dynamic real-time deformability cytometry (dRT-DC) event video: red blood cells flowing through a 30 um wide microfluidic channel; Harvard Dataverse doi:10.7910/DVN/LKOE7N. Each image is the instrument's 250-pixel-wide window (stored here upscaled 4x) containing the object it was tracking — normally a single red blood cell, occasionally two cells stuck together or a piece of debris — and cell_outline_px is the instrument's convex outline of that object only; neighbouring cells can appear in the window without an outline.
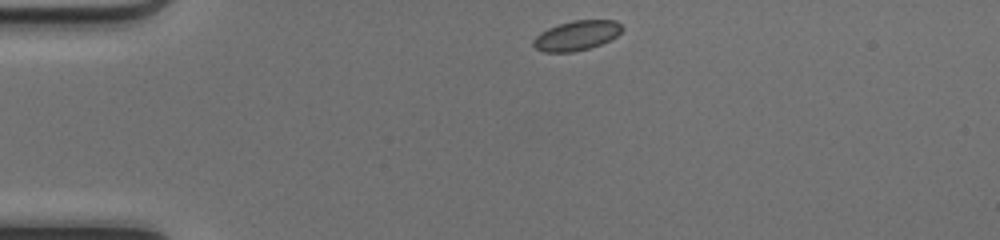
{"species": "common noctule bat (a hibernating species)", "species_latin": "Nyctalus noctula", "temperature_condition": "cold", "stored_images_in_passage": 40, "camera_frame_rate_fps": 3000, "um_per_image_px": 0.085, "animal": {"sex": "female", "body_mass_g": 17.0, "forearm_length_mm": 48.0}, "frame": {"image": 1, "passage_image": 1, "time_ms": 0.0, "image_size_px": [1000, 240], "cell_outline_px": [[624, 28], [616, 36], [600, 44], [588, 48], [572, 52], [544, 52], [536, 48], [532, 44], [532, 40], [540, 32], [548, 28], [572, 20], [616, 20]], "centroid_in_image_um": [48.99, 3.01], "position_along_channel_um": 36.0, "area_um2": 15.26}}
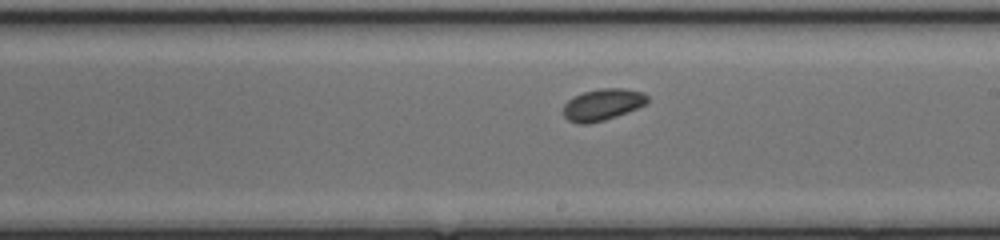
{"frame": {"image": 2, "passage_image": 19, "time_ms": 6.0, "image_size_px": [1000, 240], "cell_outline_px": [[648, 100], [644, 104], [628, 112], [604, 120], [588, 124], [576, 124], [568, 120], [564, 116], [564, 104], [572, 96], [584, 92], [600, 88], [624, 88], [644, 92], [648, 96]], "centroid_in_image_um": [51.2, 8.89], "position_along_channel_um": 237.8, "area_um2": 15.55}}
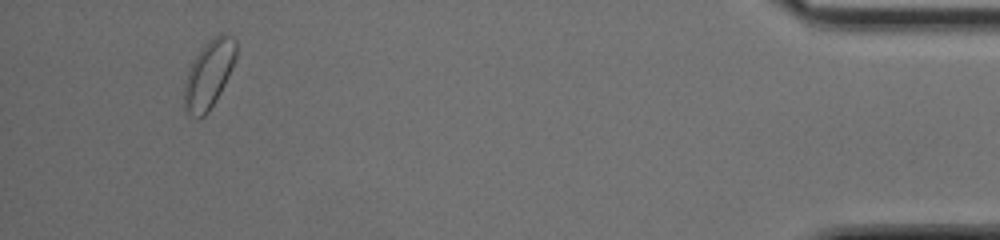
{"frame": {"image": 3, "passage_image": 37, "time_ms": 12.0, "image_size_px": [1000, 240], "cell_outline_px": [[236, 56], [228, 76], [216, 100], [208, 112], [200, 120], [196, 120], [184, 112], [184, 84], [188, 68], [204, 44], [208, 40], [220, 32], [232, 36], [236, 40]], "centroid_in_image_um": [17.72, 6.35], "position_along_channel_um": 417.5, "area_um2": 20.75}, "authors_computed_cell_mechanics": {"area_um2": 15.606, "velocity_mm_per_s": 4.1508, "shape_relaxation_time_tau1_ms": 1.8095, "shape_relaxation_time_tau2_ms": null, "deformation_change_tau1": 0.0488, "deformation_change_tau2": null}}